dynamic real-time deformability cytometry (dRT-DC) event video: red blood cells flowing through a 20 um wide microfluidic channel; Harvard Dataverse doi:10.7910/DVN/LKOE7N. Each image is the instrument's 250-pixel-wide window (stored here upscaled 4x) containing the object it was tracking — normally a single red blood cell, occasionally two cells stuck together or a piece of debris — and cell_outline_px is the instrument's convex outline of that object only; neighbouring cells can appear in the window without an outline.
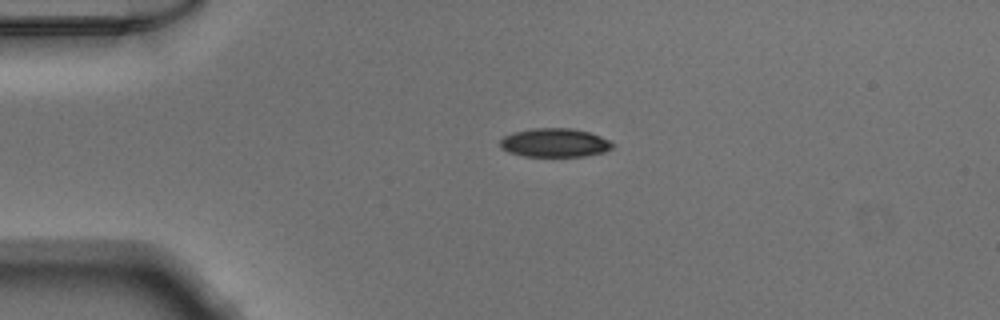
{"species": "Egyptian fruit bat (a non-hibernating species)", "species_latin": "Rousettus aegyptiacus", "temperature_condition": "warm", "stored_images_in_passage": 40, "camera_frame_rate_fps": 3000, "um_per_image_px": 0.085, "animal": {"sex": "male"}, "frame": {"image": 1, "passage_image": 1, "time_ms": 0.0, "image_size_px": [1000, 320], "cell_outline_px": [[616, 144], [612, 148], [604, 152], [584, 156], [524, 156], [508, 152], [500, 148], [500, 140], [504, 136], [516, 132], [532, 128], [572, 128], [588, 132], [612, 140]], "centroid_in_image_um": [47.18, 12.13], "position_along_channel_um": 37.8, "area_um2": 18.9}}
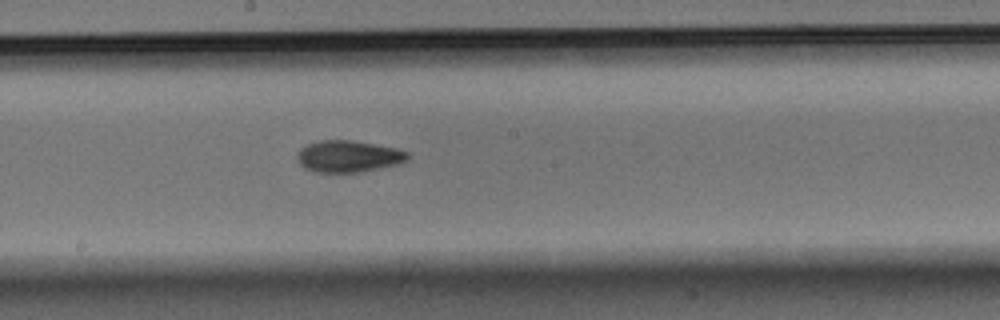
{"frame": {"image": 2, "passage_image": 17, "time_ms": 5.333, "image_size_px": [1000, 320], "cell_outline_px": [[408, 160], [396, 164], [360, 172], [316, 172], [304, 168], [300, 164], [296, 156], [300, 148], [308, 144], [320, 140], [352, 140], [396, 148], [408, 152]], "centroid_in_image_um": [29.58, 13.28], "position_along_channel_um": 218.6, "area_um2": 20.29}}
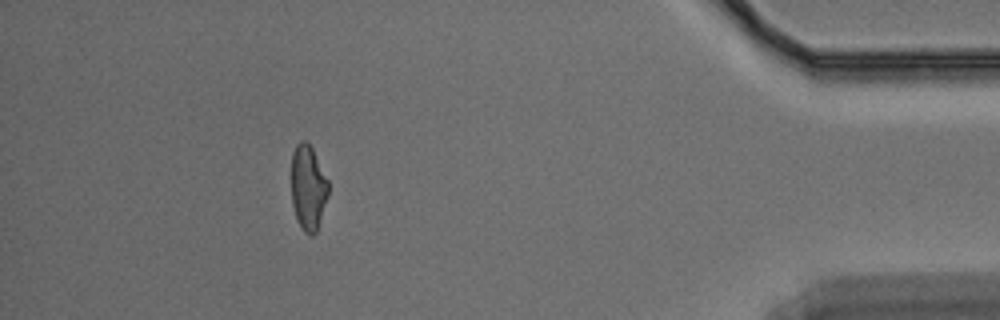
{"frame": {"image": 3, "passage_image": 35, "time_ms": 11.333, "image_size_px": [1000, 320], "cell_outline_px": [[328, 196], [316, 232], [312, 236], [304, 232], [296, 220], [292, 204], [292, 152], [296, 144], [300, 140], [308, 140], [328, 180]], "centroid_in_image_um": [26.18, 15.93], "position_along_channel_um": 409.0, "area_um2": 18.44}}